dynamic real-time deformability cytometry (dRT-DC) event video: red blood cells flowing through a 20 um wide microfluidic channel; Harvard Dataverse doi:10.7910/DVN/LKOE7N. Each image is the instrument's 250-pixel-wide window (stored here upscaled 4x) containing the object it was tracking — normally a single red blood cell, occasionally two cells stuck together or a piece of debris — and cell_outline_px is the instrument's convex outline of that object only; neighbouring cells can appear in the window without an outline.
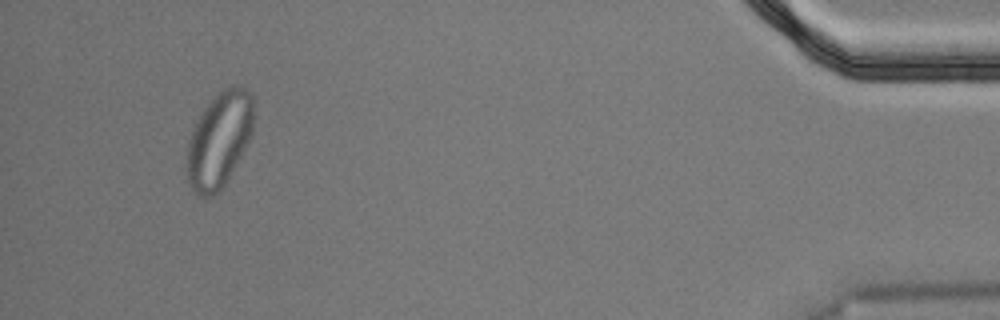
{"species": "Egyptian fruit bat (a non-hibernating species)", "species_latin": "Rousettus aegyptiacus", "temperature_condition": "cold", "stored_images_in_passage": 51, "segment_of_instrument_passage": [2, 2], "camera_frame_rate_fps": 3000, "um_per_image_px": 0.085, "animal": {"sex": "male"}, "frame": {"image": 1, "passage_image": 48, "time_ms": 15.667, "image_size_px": [1000, 320], "cell_outline_px": [[252, 136], [228, 180], [212, 196], [200, 196], [192, 192], [188, 180], [184, 164], [188, 140], [192, 128], [196, 120], [204, 108], [224, 88], [232, 84], [244, 84], [252, 92]], "centroid_in_image_um": [18.61, 11.87], "position_along_channel_um": 416.6, "area_um2": 37.74}}